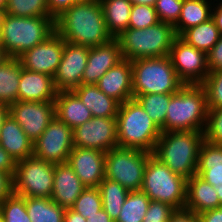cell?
I'll use <instances>...</instances> for the list:
<instances>
[{"mask_svg": "<svg viewBox=\"0 0 222 222\" xmlns=\"http://www.w3.org/2000/svg\"><path fill=\"white\" fill-rule=\"evenodd\" d=\"M55 31L64 41L88 48L114 39L106 28L99 0L76 2L64 10L55 18Z\"/></svg>", "mask_w": 222, "mask_h": 222, "instance_id": "obj_1", "label": "cell"}, {"mask_svg": "<svg viewBox=\"0 0 222 222\" xmlns=\"http://www.w3.org/2000/svg\"><path fill=\"white\" fill-rule=\"evenodd\" d=\"M203 140V131L162 132L153 155L172 172L189 179L197 173Z\"/></svg>", "mask_w": 222, "mask_h": 222, "instance_id": "obj_2", "label": "cell"}, {"mask_svg": "<svg viewBox=\"0 0 222 222\" xmlns=\"http://www.w3.org/2000/svg\"><path fill=\"white\" fill-rule=\"evenodd\" d=\"M207 111L204 87L202 85L184 84L176 93H172L167 108L164 132H204L207 123Z\"/></svg>", "mask_w": 222, "mask_h": 222, "instance_id": "obj_3", "label": "cell"}, {"mask_svg": "<svg viewBox=\"0 0 222 222\" xmlns=\"http://www.w3.org/2000/svg\"><path fill=\"white\" fill-rule=\"evenodd\" d=\"M116 121L118 146L153 154L162 131L135 99L120 104Z\"/></svg>", "mask_w": 222, "mask_h": 222, "instance_id": "obj_4", "label": "cell"}, {"mask_svg": "<svg viewBox=\"0 0 222 222\" xmlns=\"http://www.w3.org/2000/svg\"><path fill=\"white\" fill-rule=\"evenodd\" d=\"M54 32L53 16L22 17L6 14L0 45L9 58H18L25 51L45 41Z\"/></svg>", "mask_w": 222, "mask_h": 222, "instance_id": "obj_5", "label": "cell"}, {"mask_svg": "<svg viewBox=\"0 0 222 222\" xmlns=\"http://www.w3.org/2000/svg\"><path fill=\"white\" fill-rule=\"evenodd\" d=\"M174 26L164 22L144 28H128L115 39L119 42L123 59L136 60L169 56L174 39Z\"/></svg>", "mask_w": 222, "mask_h": 222, "instance_id": "obj_6", "label": "cell"}, {"mask_svg": "<svg viewBox=\"0 0 222 222\" xmlns=\"http://www.w3.org/2000/svg\"><path fill=\"white\" fill-rule=\"evenodd\" d=\"M150 200L166 203L176 210L185 209L187 179L172 172L153 154L144 169L141 189Z\"/></svg>", "mask_w": 222, "mask_h": 222, "instance_id": "obj_7", "label": "cell"}, {"mask_svg": "<svg viewBox=\"0 0 222 222\" xmlns=\"http://www.w3.org/2000/svg\"><path fill=\"white\" fill-rule=\"evenodd\" d=\"M133 97L154 93H176L184 83L178 78L169 56L131 61Z\"/></svg>", "mask_w": 222, "mask_h": 222, "instance_id": "obj_8", "label": "cell"}, {"mask_svg": "<svg viewBox=\"0 0 222 222\" xmlns=\"http://www.w3.org/2000/svg\"><path fill=\"white\" fill-rule=\"evenodd\" d=\"M151 153L128 147H114L106 152L105 178L118 182L128 191L140 190L144 169Z\"/></svg>", "mask_w": 222, "mask_h": 222, "instance_id": "obj_9", "label": "cell"}, {"mask_svg": "<svg viewBox=\"0 0 222 222\" xmlns=\"http://www.w3.org/2000/svg\"><path fill=\"white\" fill-rule=\"evenodd\" d=\"M54 164L30 156L16 162L13 176L14 194L21 197L51 198Z\"/></svg>", "mask_w": 222, "mask_h": 222, "instance_id": "obj_10", "label": "cell"}, {"mask_svg": "<svg viewBox=\"0 0 222 222\" xmlns=\"http://www.w3.org/2000/svg\"><path fill=\"white\" fill-rule=\"evenodd\" d=\"M73 147V129L55 116L33 142V156L53 164L66 163Z\"/></svg>", "mask_w": 222, "mask_h": 222, "instance_id": "obj_11", "label": "cell"}, {"mask_svg": "<svg viewBox=\"0 0 222 222\" xmlns=\"http://www.w3.org/2000/svg\"><path fill=\"white\" fill-rule=\"evenodd\" d=\"M169 57L184 84L201 85L210 73L207 54L187 44L179 36L173 41Z\"/></svg>", "mask_w": 222, "mask_h": 222, "instance_id": "obj_12", "label": "cell"}, {"mask_svg": "<svg viewBox=\"0 0 222 222\" xmlns=\"http://www.w3.org/2000/svg\"><path fill=\"white\" fill-rule=\"evenodd\" d=\"M73 146L108 152L117 143L116 118L92 117L73 129Z\"/></svg>", "mask_w": 222, "mask_h": 222, "instance_id": "obj_13", "label": "cell"}, {"mask_svg": "<svg viewBox=\"0 0 222 222\" xmlns=\"http://www.w3.org/2000/svg\"><path fill=\"white\" fill-rule=\"evenodd\" d=\"M9 114L22 127L31 141H36L55 117L54 101H16L9 106Z\"/></svg>", "mask_w": 222, "mask_h": 222, "instance_id": "obj_14", "label": "cell"}, {"mask_svg": "<svg viewBox=\"0 0 222 222\" xmlns=\"http://www.w3.org/2000/svg\"><path fill=\"white\" fill-rule=\"evenodd\" d=\"M65 41L55 31L45 41L18 57L26 70L54 77L61 62Z\"/></svg>", "mask_w": 222, "mask_h": 222, "instance_id": "obj_15", "label": "cell"}, {"mask_svg": "<svg viewBox=\"0 0 222 222\" xmlns=\"http://www.w3.org/2000/svg\"><path fill=\"white\" fill-rule=\"evenodd\" d=\"M88 53V47L65 41L61 62L53 77L54 86L58 92L73 91L82 85Z\"/></svg>", "mask_w": 222, "mask_h": 222, "instance_id": "obj_16", "label": "cell"}, {"mask_svg": "<svg viewBox=\"0 0 222 222\" xmlns=\"http://www.w3.org/2000/svg\"><path fill=\"white\" fill-rule=\"evenodd\" d=\"M105 158L103 151L73 147L67 162L86 187H98L105 178Z\"/></svg>", "mask_w": 222, "mask_h": 222, "instance_id": "obj_17", "label": "cell"}, {"mask_svg": "<svg viewBox=\"0 0 222 222\" xmlns=\"http://www.w3.org/2000/svg\"><path fill=\"white\" fill-rule=\"evenodd\" d=\"M122 60L121 48L115 38L104 45L89 48L82 84H96L110 68Z\"/></svg>", "mask_w": 222, "mask_h": 222, "instance_id": "obj_18", "label": "cell"}, {"mask_svg": "<svg viewBox=\"0 0 222 222\" xmlns=\"http://www.w3.org/2000/svg\"><path fill=\"white\" fill-rule=\"evenodd\" d=\"M95 85L120 104L133 99L131 61L123 59L110 68Z\"/></svg>", "mask_w": 222, "mask_h": 222, "instance_id": "obj_19", "label": "cell"}, {"mask_svg": "<svg viewBox=\"0 0 222 222\" xmlns=\"http://www.w3.org/2000/svg\"><path fill=\"white\" fill-rule=\"evenodd\" d=\"M86 189L72 167L66 163L54 164L52 201L64 209H70L78 196Z\"/></svg>", "mask_w": 222, "mask_h": 222, "instance_id": "obj_20", "label": "cell"}, {"mask_svg": "<svg viewBox=\"0 0 222 222\" xmlns=\"http://www.w3.org/2000/svg\"><path fill=\"white\" fill-rule=\"evenodd\" d=\"M57 92L53 77L22 68L19 80L18 101H54Z\"/></svg>", "mask_w": 222, "mask_h": 222, "instance_id": "obj_21", "label": "cell"}, {"mask_svg": "<svg viewBox=\"0 0 222 222\" xmlns=\"http://www.w3.org/2000/svg\"><path fill=\"white\" fill-rule=\"evenodd\" d=\"M0 146L16 161L33 156V141L9 114L1 125Z\"/></svg>", "mask_w": 222, "mask_h": 222, "instance_id": "obj_22", "label": "cell"}, {"mask_svg": "<svg viewBox=\"0 0 222 222\" xmlns=\"http://www.w3.org/2000/svg\"><path fill=\"white\" fill-rule=\"evenodd\" d=\"M55 103V116L71 129L90 120L92 112L82 103L73 91L57 92Z\"/></svg>", "mask_w": 222, "mask_h": 222, "instance_id": "obj_23", "label": "cell"}, {"mask_svg": "<svg viewBox=\"0 0 222 222\" xmlns=\"http://www.w3.org/2000/svg\"><path fill=\"white\" fill-rule=\"evenodd\" d=\"M222 207L214 186L195 174L187 179V201L185 209L200 214Z\"/></svg>", "mask_w": 222, "mask_h": 222, "instance_id": "obj_24", "label": "cell"}, {"mask_svg": "<svg viewBox=\"0 0 222 222\" xmlns=\"http://www.w3.org/2000/svg\"><path fill=\"white\" fill-rule=\"evenodd\" d=\"M93 117L116 118L120 103L107 96L95 84H82L73 90Z\"/></svg>", "mask_w": 222, "mask_h": 222, "instance_id": "obj_25", "label": "cell"}, {"mask_svg": "<svg viewBox=\"0 0 222 222\" xmlns=\"http://www.w3.org/2000/svg\"><path fill=\"white\" fill-rule=\"evenodd\" d=\"M196 174L212 186L222 185V146L203 140Z\"/></svg>", "mask_w": 222, "mask_h": 222, "instance_id": "obj_26", "label": "cell"}, {"mask_svg": "<svg viewBox=\"0 0 222 222\" xmlns=\"http://www.w3.org/2000/svg\"><path fill=\"white\" fill-rule=\"evenodd\" d=\"M106 28L113 38L128 29L132 3L130 0H99Z\"/></svg>", "mask_w": 222, "mask_h": 222, "instance_id": "obj_27", "label": "cell"}, {"mask_svg": "<svg viewBox=\"0 0 222 222\" xmlns=\"http://www.w3.org/2000/svg\"><path fill=\"white\" fill-rule=\"evenodd\" d=\"M208 0H183L180 17L174 25L177 36L185 30L204 23L212 18L211 4ZM209 3V4H208Z\"/></svg>", "mask_w": 222, "mask_h": 222, "instance_id": "obj_28", "label": "cell"}, {"mask_svg": "<svg viewBox=\"0 0 222 222\" xmlns=\"http://www.w3.org/2000/svg\"><path fill=\"white\" fill-rule=\"evenodd\" d=\"M22 64L18 58H8L0 66V103L11 105L18 101Z\"/></svg>", "mask_w": 222, "mask_h": 222, "instance_id": "obj_29", "label": "cell"}, {"mask_svg": "<svg viewBox=\"0 0 222 222\" xmlns=\"http://www.w3.org/2000/svg\"><path fill=\"white\" fill-rule=\"evenodd\" d=\"M179 37L187 44L208 54L220 39L221 34L211 18L204 23L185 30Z\"/></svg>", "mask_w": 222, "mask_h": 222, "instance_id": "obj_30", "label": "cell"}, {"mask_svg": "<svg viewBox=\"0 0 222 222\" xmlns=\"http://www.w3.org/2000/svg\"><path fill=\"white\" fill-rule=\"evenodd\" d=\"M26 209L31 222H63L66 209L51 198L26 197Z\"/></svg>", "mask_w": 222, "mask_h": 222, "instance_id": "obj_31", "label": "cell"}, {"mask_svg": "<svg viewBox=\"0 0 222 222\" xmlns=\"http://www.w3.org/2000/svg\"><path fill=\"white\" fill-rule=\"evenodd\" d=\"M97 188L102 198L104 211L116 221L129 191L118 182L108 178H104Z\"/></svg>", "mask_w": 222, "mask_h": 222, "instance_id": "obj_32", "label": "cell"}, {"mask_svg": "<svg viewBox=\"0 0 222 222\" xmlns=\"http://www.w3.org/2000/svg\"><path fill=\"white\" fill-rule=\"evenodd\" d=\"M172 97V93H154L134 96L135 99L156 125L164 132V123L167 108Z\"/></svg>", "mask_w": 222, "mask_h": 222, "instance_id": "obj_33", "label": "cell"}, {"mask_svg": "<svg viewBox=\"0 0 222 222\" xmlns=\"http://www.w3.org/2000/svg\"><path fill=\"white\" fill-rule=\"evenodd\" d=\"M150 201L142 190L129 191L115 222H143Z\"/></svg>", "mask_w": 222, "mask_h": 222, "instance_id": "obj_34", "label": "cell"}, {"mask_svg": "<svg viewBox=\"0 0 222 222\" xmlns=\"http://www.w3.org/2000/svg\"><path fill=\"white\" fill-rule=\"evenodd\" d=\"M6 14L22 17L52 16L47 0H8Z\"/></svg>", "mask_w": 222, "mask_h": 222, "instance_id": "obj_35", "label": "cell"}, {"mask_svg": "<svg viewBox=\"0 0 222 222\" xmlns=\"http://www.w3.org/2000/svg\"><path fill=\"white\" fill-rule=\"evenodd\" d=\"M0 216L3 222H31L27 209L26 197L12 194L0 204Z\"/></svg>", "mask_w": 222, "mask_h": 222, "instance_id": "obj_36", "label": "cell"}, {"mask_svg": "<svg viewBox=\"0 0 222 222\" xmlns=\"http://www.w3.org/2000/svg\"><path fill=\"white\" fill-rule=\"evenodd\" d=\"M70 209L81 214L85 219L96 214L103 209L99 189L97 187H86Z\"/></svg>", "mask_w": 222, "mask_h": 222, "instance_id": "obj_37", "label": "cell"}, {"mask_svg": "<svg viewBox=\"0 0 222 222\" xmlns=\"http://www.w3.org/2000/svg\"><path fill=\"white\" fill-rule=\"evenodd\" d=\"M201 85L206 92L207 109L222 107V69L211 71Z\"/></svg>", "mask_w": 222, "mask_h": 222, "instance_id": "obj_38", "label": "cell"}, {"mask_svg": "<svg viewBox=\"0 0 222 222\" xmlns=\"http://www.w3.org/2000/svg\"><path fill=\"white\" fill-rule=\"evenodd\" d=\"M159 21L153 6L132 4L128 28L144 29Z\"/></svg>", "mask_w": 222, "mask_h": 222, "instance_id": "obj_39", "label": "cell"}, {"mask_svg": "<svg viewBox=\"0 0 222 222\" xmlns=\"http://www.w3.org/2000/svg\"><path fill=\"white\" fill-rule=\"evenodd\" d=\"M204 139L212 144L222 146V107L208 109Z\"/></svg>", "mask_w": 222, "mask_h": 222, "instance_id": "obj_40", "label": "cell"}, {"mask_svg": "<svg viewBox=\"0 0 222 222\" xmlns=\"http://www.w3.org/2000/svg\"><path fill=\"white\" fill-rule=\"evenodd\" d=\"M183 0H157L154 8L159 21L175 25L180 17Z\"/></svg>", "mask_w": 222, "mask_h": 222, "instance_id": "obj_41", "label": "cell"}, {"mask_svg": "<svg viewBox=\"0 0 222 222\" xmlns=\"http://www.w3.org/2000/svg\"><path fill=\"white\" fill-rule=\"evenodd\" d=\"M175 210L166 203L151 200L143 222H168Z\"/></svg>", "mask_w": 222, "mask_h": 222, "instance_id": "obj_42", "label": "cell"}, {"mask_svg": "<svg viewBox=\"0 0 222 222\" xmlns=\"http://www.w3.org/2000/svg\"><path fill=\"white\" fill-rule=\"evenodd\" d=\"M208 68L211 71L222 69V35L218 42L213 46L207 54Z\"/></svg>", "mask_w": 222, "mask_h": 222, "instance_id": "obj_43", "label": "cell"}, {"mask_svg": "<svg viewBox=\"0 0 222 222\" xmlns=\"http://www.w3.org/2000/svg\"><path fill=\"white\" fill-rule=\"evenodd\" d=\"M89 0H47L49 13L56 18L64 10L70 8L76 2H84Z\"/></svg>", "mask_w": 222, "mask_h": 222, "instance_id": "obj_44", "label": "cell"}, {"mask_svg": "<svg viewBox=\"0 0 222 222\" xmlns=\"http://www.w3.org/2000/svg\"><path fill=\"white\" fill-rule=\"evenodd\" d=\"M13 193V177L0 170V204Z\"/></svg>", "mask_w": 222, "mask_h": 222, "instance_id": "obj_45", "label": "cell"}, {"mask_svg": "<svg viewBox=\"0 0 222 222\" xmlns=\"http://www.w3.org/2000/svg\"><path fill=\"white\" fill-rule=\"evenodd\" d=\"M16 161L10 154L0 146V170L10 174L12 177L15 174Z\"/></svg>", "mask_w": 222, "mask_h": 222, "instance_id": "obj_46", "label": "cell"}, {"mask_svg": "<svg viewBox=\"0 0 222 222\" xmlns=\"http://www.w3.org/2000/svg\"><path fill=\"white\" fill-rule=\"evenodd\" d=\"M168 222H199L198 214L187 209L175 210Z\"/></svg>", "mask_w": 222, "mask_h": 222, "instance_id": "obj_47", "label": "cell"}, {"mask_svg": "<svg viewBox=\"0 0 222 222\" xmlns=\"http://www.w3.org/2000/svg\"><path fill=\"white\" fill-rule=\"evenodd\" d=\"M199 222H222V207L198 214Z\"/></svg>", "mask_w": 222, "mask_h": 222, "instance_id": "obj_48", "label": "cell"}, {"mask_svg": "<svg viewBox=\"0 0 222 222\" xmlns=\"http://www.w3.org/2000/svg\"><path fill=\"white\" fill-rule=\"evenodd\" d=\"M87 222H115L105 211L104 209L99 210L93 216H88L86 218Z\"/></svg>", "mask_w": 222, "mask_h": 222, "instance_id": "obj_49", "label": "cell"}, {"mask_svg": "<svg viewBox=\"0 0 222 222\" xmlns=\"http://www.w3.org/2000/svg\"><path fill=\"white\" fill-rule=\"evenodd\" d=\"M63 222H87L86 219L71 209H66Z\"/></svg>", "mask_w": 222, "mask_h": 222, "instance_id": "obj_50", "label": "cell"}, {"mask_svg": "<svg viewBox=\"0 0 222 222\" xmlns=\"http://www.w3.org/2000/svg\"><path fill=\"white\" fill-rule=\"evenodd\" d=\"M215 9V10H214ZM212 11V19L214 20L220 34L222 35V2L218 4Z\"/></svg>", "mask_w": 222, "mask_h": 222, "instance_id": "obj_51", "label": "cell"}, {"mask_svg": "<svg viewBox=\"0 0 222 222\" xmlns=\"http://www.w3.org/2000/svg\"><path fill=\"white\" fill-rule=\"evenodd\" d=\"M9 115V105H5L3 103H0V130L1 125L3 124L4 120Z\"/></svg>", "mask_w": 222, "mask_h": 222, "instance_id": "obj_52", "label": "cell"}, {"mask_svg": "<svg viewBox=\"0 0 222 222\" xmlns=\"http://www.w3.org/2000/svg\"><path fill=\"white\" fill-rule=\"evenodd\" d=\"M132 4H138V5H149L153 6L155 5L157 0H130Z\"/></svg>", "mask_w": 222, "mask_h": 222, "instance_id": "obj_53", "label": "cell"}, {"mask_svg": "<svg viewBox=\"0 0 222 222\" xmlns=\"http://www.w3.org/2000/svg\"><path fill=\"white\" fill-rule=\"evenodd\" d=\"M5 15H6V10L0 9V43H1V36H2V26H3Z\"/></svg>", "mask_w": 222, "mask_h": 222, "instance_id": "obj_54", "label": "cell"}, {"mask_svg": "<svg viewBox=\"0 0 222 222\" xmlns=\"http://www.w3.org/2000/svg\"><path fill=\"white\" fill-rule=\"evenodd\" d=\"M9 58L3 47L0 45V66Z\"/></svg>", "mask_w": 222, "mask_h": 222, "instance_id": "obj_55", "label": "cell"}, {"mask_svg": "<svg viewBox=\"0 0 222 222\" xmlns=\"http://www.w3.org/2000/svg\"><path fill=\"white\" fill-rule=\"evenodd\" d=\"M214 189L217 192V195H218L219 200H220V204L222 206V185H214Z\"/></svg>", "mask_w": 222, "mask_h": 222, "instance_id": "obj_56", "label": "cell"}, {"mask_svg": "<svg viewBox=\"0 0 222 222\" xmlns=\"http://www.w3.org/2000/svg\"><path fill=\"white\" fill-rule=\"evenodd\" d=\"M8 0H0V9H6Z\"/></svg>", "mask_w": 222, "mask_h": 222, "instance_id": "obj_57", "label": "cell"}]
</instances>
